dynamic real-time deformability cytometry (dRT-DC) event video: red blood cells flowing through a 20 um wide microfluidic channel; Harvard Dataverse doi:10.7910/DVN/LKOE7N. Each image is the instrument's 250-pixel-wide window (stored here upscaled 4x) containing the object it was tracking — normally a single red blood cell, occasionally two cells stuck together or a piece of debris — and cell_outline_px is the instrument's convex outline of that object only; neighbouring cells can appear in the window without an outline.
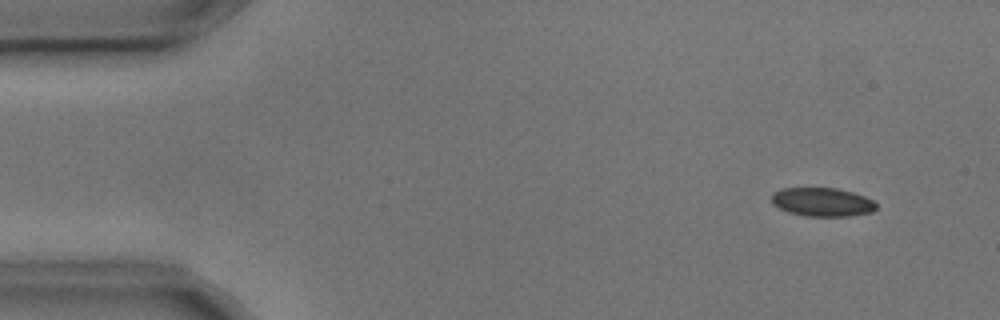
{"species": "common noctule bat (a hibernating species)", "species_latin": "Nyctalus noctula", "temperature_condition": "cold", "stored_images_in_passage": 3, "camera_frame_rate_fps": 3000, "um_per_image_px": 0.085, "animal": {"sex": "male", "body_mass_g": 17.9, "forearm_length_mm": 54.2}, "frame": {"image": 1, "passage_image": 1, "time_ms": 0.0, "image_size_px": [1000, 320], "cell_outline_px": [[876, 208], [872, 212], [852, 216], [804, 216], [788, 212], [772, 204], [772, 192], [780, 188], [836, 188], [852, 192], [864, 196], [872, 200], [876, 204]], "centroid_in_image_um": [69.87, 17.17], "position_along_channel_um": 15.1, "area_um2": 17.57}}
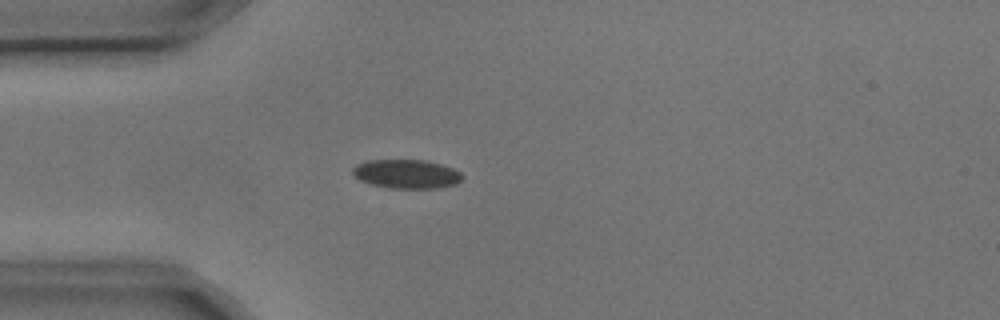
{"frame": {"image": 2, "passage_image": 3, "time_ms": 0.667, "image_size_px": [1000, 320], "cell_outline_px": [[464, 176], [456, 184], [436, 188], [388, 188], [372, 184], [360, 180], [352, 172], [352, 168], [356, 164], [368, 160], [424, 160], [440, 164], [452, 168], [460, 172]], "centroid_in_image_um": [34.55, 14.78], "position_along_channel_um": 50.5, "area_um2": 18.38}}